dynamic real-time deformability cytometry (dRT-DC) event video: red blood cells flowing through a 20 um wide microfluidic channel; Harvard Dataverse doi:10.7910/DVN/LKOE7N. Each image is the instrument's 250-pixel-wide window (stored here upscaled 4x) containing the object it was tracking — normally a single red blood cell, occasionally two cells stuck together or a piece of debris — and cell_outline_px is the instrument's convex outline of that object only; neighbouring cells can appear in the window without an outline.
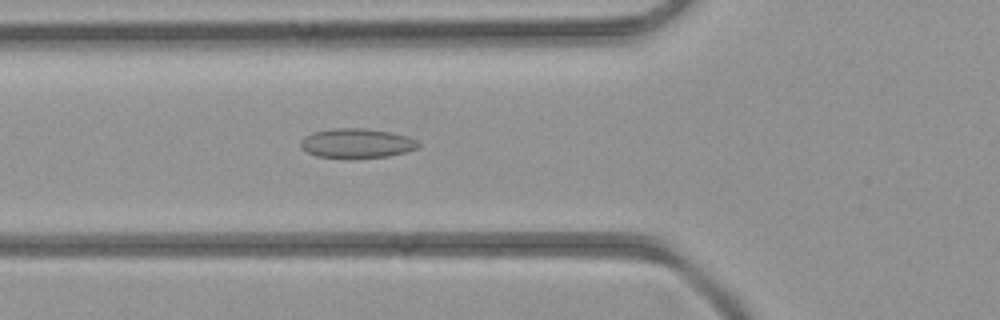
{"species": "common noctule bat (a hibernating species)", "species_latin": "Nyctalus noctula", "temperature_condition": "room temperature", "stored_images_in_passage": 43, "camera_frame_rate_fps": 3000, "um_per_image_px": 0.085, "animal": {"sex": "female", "body_mass_g": 21.9}, "frame": {"image": 1, "passage_image": 15, "time_ms": 4.667, "image_size_px": [1000, 320], "cell_outline_px": [[420, 148], [408, 152], [388, 156], [352, 160], [348, 160], [316, 156], [308, 152], [300, 144], [300, 140], [304, 136], [312, 132], [332, 128], [368, 128], [408, 136], [416, 140], [420, 144]], "centroid_in_image_um": [30.34, 12.2], "position_along_channel_um": 95.5, "area_um2": 20.92}}
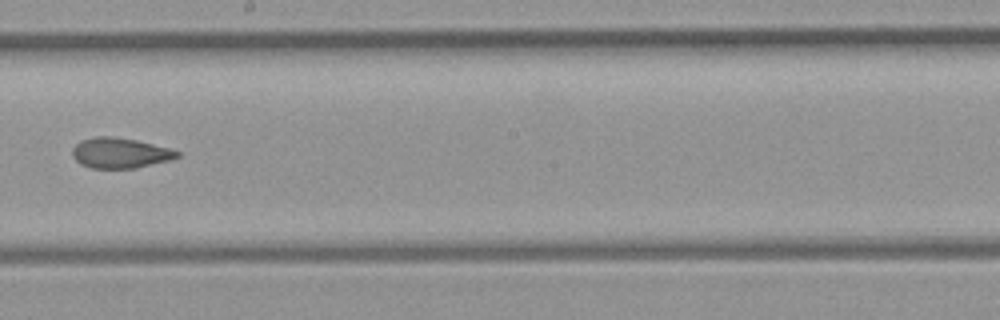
{"frame": {"image": 2, "passage_image": 24, "time_ms": 7.667, "image_size_px": [1000, 320], "cell_outline_px": [[180, 156], [168, 160], [136, 168], [92, 168], [80, 164], [72, 156], [72, 148], [80, 140], [96, 136], [112, 136], [136, 140], [172, 148], [180, 152]], "centroid_in_image_um": [10.19, 12.99], "position_along_channel_um": 238.0, "area_um2": 18.61}}
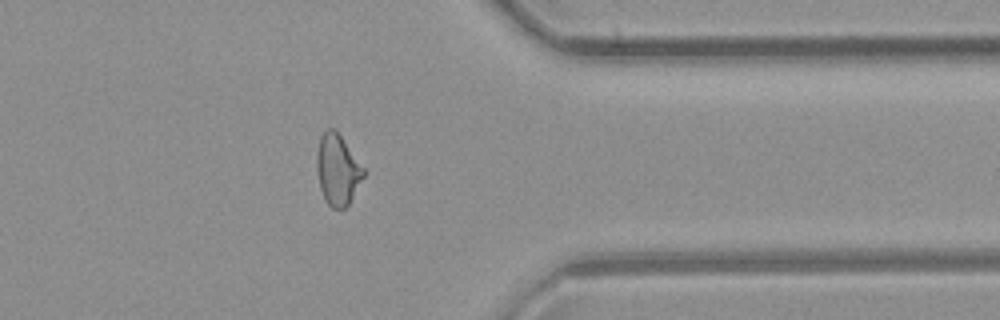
{"frame": {"image": 3, "passage_image": 34, "time_ms": 11.0, "image_size_px": [1000, 320], "cell_outline_px": [[368, 172], [348, 204], [344, 208], [332, 208], [328, 204], [320, 188], [316, 168], [316, 152], [320, 136], [328, 128], [336, 128]], "centroid_in_image_um": [28.72, 14.38], "position_along_channel_um": 382.7, "area_um2": 19.71}}